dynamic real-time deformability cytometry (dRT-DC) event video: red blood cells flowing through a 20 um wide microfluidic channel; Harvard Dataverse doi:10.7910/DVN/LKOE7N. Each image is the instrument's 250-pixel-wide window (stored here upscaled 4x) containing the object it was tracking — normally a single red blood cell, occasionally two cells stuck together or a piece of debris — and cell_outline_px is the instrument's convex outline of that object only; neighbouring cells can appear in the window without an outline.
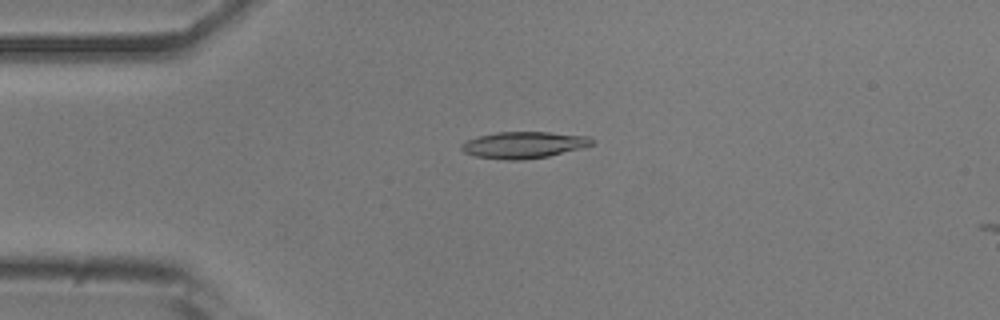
{"species": "common noctule bat (a hibernating species)", "species_latin": "Nyctalus noctula", "temperature_condition": "room temperature", "stored_images_in_passage": 2, "camera_frame_rate_fps": 3000, "um_per_image_px": 0.085, "animal": {"sex": "male", "body_mass_g": 20.5, "forearm_length_mm": 52.5}, "frame": {"image": 1, "passage_image": 1, "time_ms": 0.0, "image_size_px": [1000, 320], "cell_outline_px": [[596, 144], [548, 156], [520, 160], [504, 160], [476, 156], [464, 152], [460, 148], [460, 144], [468, 140], [480, 136], [496, 132], [548, 132], [588, 136]], "centroid_in_image_um": [44.51, 12.32], "position_along_channel_um": 40.5, "area_um2": 20.06}}